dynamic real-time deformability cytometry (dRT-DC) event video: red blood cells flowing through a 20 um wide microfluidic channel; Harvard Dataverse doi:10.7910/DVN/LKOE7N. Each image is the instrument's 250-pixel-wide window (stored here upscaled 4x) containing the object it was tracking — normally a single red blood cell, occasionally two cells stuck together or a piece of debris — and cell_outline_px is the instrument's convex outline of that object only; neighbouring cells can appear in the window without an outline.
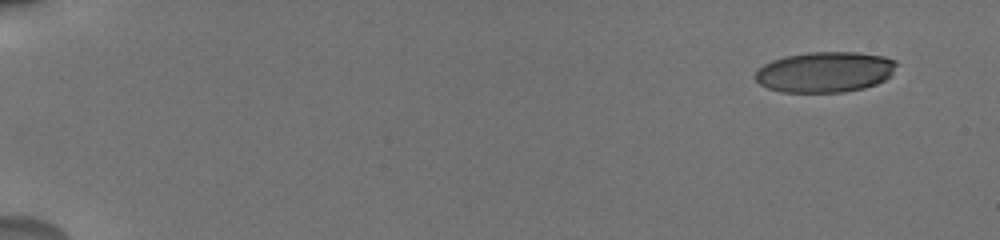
{"species": "human", "species_latin": "Homo sapiens", "temperature_condition": "cold", "stored_images_in_passage": 6, "camera_frame_rate_fps": 3000, "um_per_image_px": 0.085, "donor": {"sex": "male"}, "frame": {"image": 1, "passage_image": 1, "time_ms": 0.0, "image_size_px": [1000, 240], "cell_outline_px": [[900, 64], [892, 76], [876, 84], [864, 88], [844, 92], [780, 92], [768, 88], [760, 84], [756, 80], [756, 72], [764, 64], [772, 60], [784, 56], [808, 52], [856, 52], [884, 56], [896, 60]], "centroid_in_image_um": [70.18, 6.11], "position_along_channel_um": 14.8, "area_um2": 33.76}}
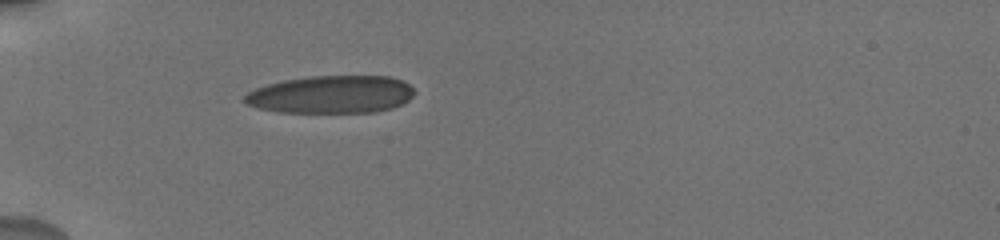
{"frame": {"image": 2, "passage_image": 6, "time_ms": 5.0, "image_size_px": [1000, 240], "cell_outline_px": [[416, 92], [408, 100], [392, 108], [376, 112], [276, 112], [260, 108], [248, 104], [244, 100], [244, 96], [248, 92], [256, 88], [268, 84], [284, 80], [312, 76], [388, 76], [404, 80]], "centroid_in_image_um": [28.18, 8.03], "position_along_channel_um": 56.8, "area_um2": 37.22}}